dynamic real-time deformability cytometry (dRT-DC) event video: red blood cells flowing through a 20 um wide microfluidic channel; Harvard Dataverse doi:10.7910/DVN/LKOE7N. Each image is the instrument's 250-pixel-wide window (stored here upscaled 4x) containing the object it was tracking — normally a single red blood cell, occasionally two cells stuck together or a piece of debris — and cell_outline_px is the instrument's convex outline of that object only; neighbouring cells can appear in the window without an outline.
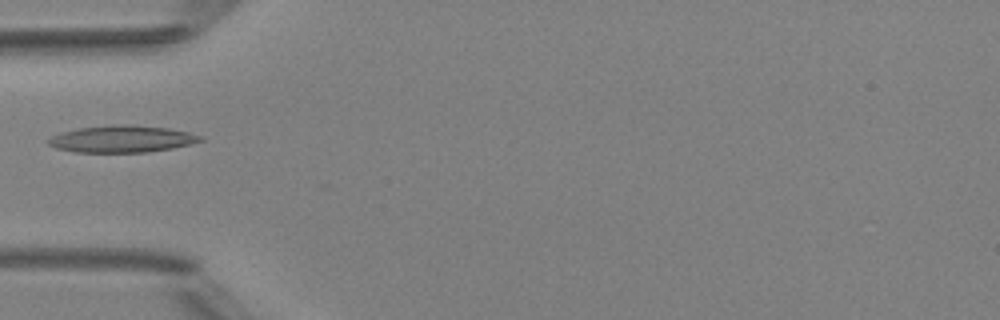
{"species": "Egyptian fruit bat (a non-hibernating species)", "species_latin": "Rousettus aegyptiacus", "temperature_condition": "room temperature", "stored_images_in_passage": 6, "camera_frame_rate_fps": 3000, "um_per_image_px": 0.085, "animal": {"sex": "female"}, "frame": {"image": 1, "passage_image": 6, "time_ms": 6.333, "image_size_px": [1000, 320], "cell_outline_px": [[204, 140], [172, 148], [148, 152], [76, 152], [56, 148], [48, 144], [44, 140], [60, 132], [80, 128], [116, 124], [128, 124], [168, 128], [188, 132], [204, 136]], "centroid_in_image_um": [10.34, 11.81], "position_along_channel_um": 74.7, "area_um2": 23.87}}